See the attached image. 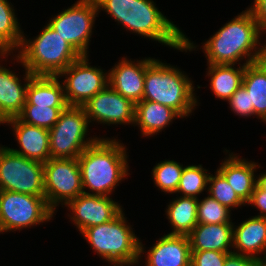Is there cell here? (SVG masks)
I'll list each match as a JSON object with an SVG mask.
<instances>
[{"label": "cell", "mask_w": 266, "mask_h": 266, "mask_svg": "<svg viewBox=\"0 0 266 266\" xmlns=\"http://www.w3.org/2000/svg\"><path fill=\"white\" fill-rule=\"evenodd\" d=\"M90 122L82 106H67L49 130L50 154L53 159H74L99 138L88 137Z\"/></svg>", "instance_id": "7"}, {"label": "cell", "mask_w": 266, "mask_h": 266, "mask_svg": "<svg viewBox=\"0 0 266 266\" xmlns=\"http://www.w3.org/2000/svg\"><path fill=\"white\" fill-rule=\"evenodd\" d=\"M233 224L198 223L187 235L191 250L233 252Z\"/></svg>", "instance_id": "21"}, {"label": "cell", "mask_w": 266, "mask_h": 266, "mask_svg": "<svg viewBox=\"0 0 266 266\" xmlns=\"http://www.w3.org/2000/svg\"><path fill=\"white\" fill-rule=\"evenodd\" d=\"M99 13L105 11L122 28L181 52L198 47L177 25L156 7L153 0H96Z\"/></svg>", "instance_id": "1"}, {"label": "cell", "mask_w": 266, "mask_h": 266, "mask_svg": "<svg viewBox=\"0 0 266 266\" xmlns=\"http://www.w3.org/2000/svg\"><path fill=\"white\" fill-rule=\"evenodd\" d=\"M182 118L175 110L160 103L142 100L135 105L133 126H138L141 136L150 137L162 132L173 120Z\"/></svg>", "instance_id": "22"}, {"label": "cell", "mask_w": 266, "mask_h": 266, "mask_svg": "<svg viewBox=\"0 0 266 266\" xmlns=\"http://www.w3.org/2000/svg\"><path fill=\"white\" fill-rule=\"evenodd\" d=\"M18 54H13L32 75L58 76L81 55L48 24L35 38H22ZM15 55V56H14Z\"/></svg>", "instance_id": "5"}, {"label": "cell", "mask_w": 266, "mask_h": 266, "mask_svg": "<svg viewBox=\"0 0 266 266\" xmlns=\"http://www.w3.org/2000/svg\"><path fill=\"white\" fill-rule=\"evenodd\" d=\"M266 42V41H265ZM262 44L261 51L259 54L258 62L264 67L266 70V43Z\"/></svg>", "instance_id": "38"}, {"label": "cell", "mask_w": 266, "mask_h": 266, "mask_svg": "<svg viewBox=\"0 0 266 266\" xmlns=\"http://www.w3.org/2000/svg\"><path fill=\"white\" fill-rule=\"evenodd\" d=\"M20 26L12 3L0 0V45L8 53H16L21 45L25 33Z\"/></svg>", "instance_id": "27"}, {"label": "cell", "mask_w": 266, "mask_h": 266, "mask_svg": "<svg viewBox=\"0 0 266 266\" xmlns=\"http://www.w3.org/2000/svg\"><path fill=\"white\" fill-rule=\"evenodd\" d=\"M166 218L172 226L169 235H188L197 222L198 198L179 196L167 205Z\"/></svg>", "instance_id": "25"}, {"label": "cell", "mask_w": 266, "mask_h": 266, "mask_svg": "<svg viewBox=\"0 0 266 266\" xmlns=\"http://www.w3.org/2000/svg\"><path fill=\"white\" fill-rule=\"evenodd\" d=\"M65 108L24 104L23 110L18 118L26 124L50 130Z\"/></svg>", "instance_id": "30"}, {"label": "cell", "mask_w": 266, "mask_h": 266, "mask_svg": "<svg viewBox=\"0 0 266 266\" xmlns=\"http://www.w3.org/2000/svg\"><path fill=\"white\" fill-rule=\"evenodd\" d=\"M248 8L253 12L261 34L266 33V0H254Z\"/></svg>", "instance_id": "35"}, {"label": "cell", "mask_w": 266, "mask_h": 266, "mask_svg": "<svg viewBox=\"0 0 266 266\" xmlns=\"http://www.w3.org/2000/svg\"><path fill=\"white\" fill-rule=\"evenodd\" d=\"M231 111L240 117H251L254 115V106H250V96L248 91L241 86L227 100Z\"/></svg>", "instance_id": "34"}, {"label": "cell", "mask_w": 266, "mask_h": 266, "mask_svg": "<svg viewBox=\"0 0 266 266\" xmlns=\"http://www.w3.org/2000/svg\"><path fill=\"white\" fill-rule=\"evenodd\" d=\"M257 185L264 191H266V171L257 175Z\"/></svg>", "instance_id": "39"}, {"label": "cell", "mask_w": 266, "mask_h": 266, "mask_svg": "<svg viewBox=\"0 0 266 266\" xmlns=\"http://www.w3.org/2000/svg\"><path fill=\"white\" fill-rule=\"evenodd\" d=\"M44 163L0 145V190L44 196Z\"/></svg>", "instance_id": "9"}, {"label": "cell", "mask_w": 266, "mask_h": 266, "mask_svg": "<svg viewBox=\"0 0 266 266\" xmlns=\"http://www.w3.org/2000/svg\"><path fill=\"white\" fill-rule=\"evenodd\" d=\"M155 58H144L132 61L122 57L114 67L108 70V83L119 94L135 105L142 101L146 67Z\"/></svg>", "instance_id": "15"}, {"label": "cell", "mask_w": 266, "mask_h": 266, "mask_svg": "<svg viewBox=\"0 0 266 266\" xmlns=\"http://www.w3.org/2000/svg\"><path fill=\"white\" fill-rule=\"evenodd\" d=\"M207 76L210 79V89L220 100L227 101L234 92L242 86L245 65L207 64Z\"/></svg>", "instance_id": "24"}, {"label": "cell", "mask_w": 266, "mask_h": 266, "mask_svg": "<svg viewBox=\"0 0 266 266\" xmlns=\"http://www.w3.org/2000/svg\"><path fill=\"white\" fill-rule=\"evenodd\" d=\"M8 55L11 56V53H8V51L6 49H4L1 45H0V60L1 62L4 61V59H6L8 57Z\"/></svg>", "instance_id": "40"}, {"label": "cell", "mask_w": 266, "mask_h": 266, "mask_svg": "<svg viewBox=\"0 0 266 266\" xmlns=\"http://www.w3.org/2000/svg\"><path fill=\"white\" fill-rule=\"evenodd\" d=\"M263 255H264L263 257L266 259V249H265V252H264V254H263Z\"/></svg>", "instance_id": "42"}, {"label": "cell", "mask_w": 266, "mask_h": 266, "mask_svg": "<svg viewBox=\"0 0 266 266\" xmlns=\"http://www.w3.org/2000/svg\"><path fill=\"white\" fill-rule=\"evenodd\" d=\"M144 250L140 240V259L147 253L145 266H191V247L187 235L164 234L147 252Z\"/></svg>", "instance_id": "16"}, {"label": "cell", "mask_w": 266, "mask_h": 266, "mask_svg": "<svg viewBox=\"0 0 266 266\" xmlns=\"http://www.w3.org/2000/svg\"><path fill=\"white\" fill-rule=\"evenodd\" d=\"M88 57L81 56L58 75L65 78L62 84L68 106H83L109 84L108 71L91 66Z\"/></svg>", "instance_id": "12"}, {"label": "cell", "mask_w": 266, "mask_h": 266, "mask_svg": "<svg viewBox=\"0 0 266 266\" xmlns=\"http://www.w3.org/2000/svg\"><path fill=\"white\" fill-rule=\"evenodd\" d=\"M59 79L58 76L33 75L28 83L25 104L67 107L64 87Z\"/></svg>", "instance_id": "23"}, {"label": "cell", "mask_w": 266, "mask_h": 266, "mask_svg": "<svg viewBox=\"0 0 266 266\" xmlns=\"http://www.w3.org/2000/svg\"><path fill=\"white\" fill-rule=\"evenodd\" d=\"M197 222L203 224L233 223L231 210L209 195L202 200L198 198Z\"/></svg>", "instance_id": "32"}, {"label": "cell", "mask_w": 266, "mask_h": 266, "mask_svg": "<svg viewBox=\"0 0 266 266\" xmlns=\"http://www.w3.org/2000/svg\"><path fill=\"white\" fill-rule=\"evenodd\" d=\"M65 207L70 209V214L67 216H70V220L80 233L91 226L113 220L123 211L122 205L110 196L85 193L70 200Z\"/></svg>", "instance_id": "14"}, {"label": "cell", "mask_w": 266, "mask_h": 266, "mask_svg": "<svg viewBox=\"0 0 266 266\" xmlns=\"http://www.w3.org/2000/svg\"><path fill=\"white\" fill-rule=\"evenodd\" d=\"M214 173L215 175L210 173L208 178L207 195L216 199L229 210L241 208L242 205L245 206L246 204L239 198L225 177L218 170Z\"/></svg>", "instance_id": "31"}, {"label": "cell", "mask_w": 266, "mask_h": 266, "mask_svg": "<svg viewBox=\"0 0 266 266\" xmlns=\"http://www.w3.org/2000/svg\"><path fill=\"white\" fill-rule=\"evenodd\" d=\"M55 213L45 196L0 190L1 234L49 222Z\"/></svg>", "instance_id": "8"}, {"label": "cell", "mask_w": 266, "mask_h": 266, "mask_svg": "<svg viewBox=\"0 0 266 266\" xmlns=\"http://www.w3.org/2000/svg\"><path fill=\"white\" fill-rule=\"evenodd\" d=\"M255 266H266V259L263 256L255 258Z\"/></svg>", "instance_id": "41"}, {"label": "cell", "mask_w": 266, "mask_h": 266, "mask_svg": "<svg viewBox=\"0 0 266 266\" xmlns=\"http://www.w3.org/2000/svg\"><path fill=\"white\" fill-rule=\"evenodd\" d=\"M93 252L112 266L140 263V238L136 236L122 211L113 220L91 226L82 233Z\"/></svg>", "instance_id": "6"}, {"label": "cell", "mask_w": 266, "mask_h": 266, "mask_svg": "<svg viewBox=\"0 0 266 266\" xmlns=\"http://www.w3.org/2000/svg\"><path fill=\"white\" fill-rule=\"evenodd\" d=\"M193 83L177 66L154 59L146 67L142 100L168 106L185 118L200 104Z\"/></svg>", "instance_id": "4"}, {"label": "cell", "mask_w": 266, "mask_h": 266, "mask_svg": "<svg viewBox=\"0 0 266 266\" xmlns=\"http://www.w3.org/2000/svg\"><path fill=\"white\" fill-rule=\"evenodd\" d=\"M98 14L96 0H78L50 18L48 25L69 42L81 56H89V42Z\"/></svg>", "instance_id": "10"}, {"label": "cell", "mask_w": 266, "mask_h": 266, "mask_svg": "<svg viewBox=\"0 0 266 266\" xmlns=\"http://www.w3.org/2000/svg\"><path fill=\"white\" fill-rule=\"evenodd\" d=\"M233 249L236 254L261 257L266 249V218L251 216L237 226L233 224Z\"/></svg>", "instance_id": "20"}, {"label": "cell", "mask_w": 266, "mask_h": 266, "mask_svg": "<svg viewBox=\"0 0 266 266\" xmlns=\"http://www.w3.org/2000/svg\"><path fill=\"white\" fill-rule=\"evenodd\" d=\"M261 35L253 12L246 8L203 42L207 64L247 65L257 62L262 46ZM242 60L245 63L241 64Z\"/></svg>", "instance_id": "3"}, {"label": "cell", "mask_w": 266, "mask_h": 266, "mask_svg": "<svg viewBox=\"0 0 266 266\" xmlns=\"http://www.w3.org/2000/svg\"><path fill=\"white\" fill-rule=\"evenodd\" d=\"M3 124L12 127L20 145L19 149L10 148L13 152L42 163L51 158L48 129L26 124L18 117L6 120Z\"/></svg>", "instance_id": "18"}, {"label": "cell", "mask_w": 266, "mask_h": 266, "mask_svg": "<svg viewBox=\"0 0 266 266\" xmlns=\"http://www.w3.org/2000/svg\"><path fill=\"white\" fill-rule=\"evenodd\" d=\"M230 253L232 252L191 250V266H224Z\"/></svg>", "instance_id": "33"}, {"label": "cell", "mask_w": 266, "mask_h": 266, "mask_svg": "<svg viewBox=\"0 0 266 266\" xmlns=\"http://www.w3.org/2000/svg\"><path fill=\"white\" fill-rule=\"evenodd\" d=\"M209 175L208 170L201 164L184 166L176 193L184 197L198 198L197 196L207 190Z\"/></svg>", "instance_id": "28"}, {"label": "cell", "mask_w": 266, "mask_h": 266, "mask_svg": "<svg viewBox=\"0 0 266 266\" xmlns=\"http://www.w3.org/2000/svg\"><path fill=\"white\" fill-rule=\"evenodd\" d=\"M228 156L220 163L217 170L225 177L239 198L247 205L257 184V176L254 173L261 166L254 161H247L245 158L241 159L239 155L233 152H229Z\"/></svg>", "instance_id": "19"}, {"label": "cell", "mask_w": 266, "mask_h": 266, "mask_svg": "<svg viewBox=\"0 0 266 266\" xmlns=\"http://www.w3.org/2000/svg\"><path fill=\"white\" fill-rule=\"evenodd\" d=\"M23 67L24 82L13 70L0 64V125L6 120L18 117L26 103L27 87L33 75Z\"/></svg>", "instance_id": "17"}, {"label": "cell", "mask_w": 266, "mask_h": 266, "mask_svg": "<svg viewBox=\"0 0 266 266\" xmlns=\"http://www.w3.org/2000/svg\"><path fill=\"white\" fill-rule=\"evenodd\" d=\"M120 142L114 137H99L79 155L78 163L85 194L111 196L119 183L128 177L127 147Z\"/></svg>", "instance_id": "2"}, {"label": "cell", "mask_w": 266, "mask_h": 266, "mask_svg": "<svg viewBox=\"0 0 266 266\" xmlns=\"http://www.w3.org/2000/svg\"><path fill=\"white\" fill-rule=\"evenodd\" d=\"M224 266H255V258L232 252L226 257Z\"/></svg>", "instance_id": "37"}, {"label": "cell", "mask_w": 266, "mask_h": 266, "mask_svg": "<svg viewBox=\"0 0 266 266\" xmlns=\"http://www.w3.org/2000/svg\"><path fill=\"white\" fill-rule=\"evenodd\" d=\"M247 204L254 205L253 207H256L260 211V215L258 214L256 216L266 218V191L262 190L257 184Z\"/></svg>", "instance_id": "36"}, {"label": "cell", "mask_w": 266, "mask_h": 266, "mask_svg": "<svg viewBox=\"0 0 266 266\" xmlns=\"http://www.w3.org/2000/svg\"><path fill=\"white\" fill-rule=\"evenodd\" d=\"M44 191L48 206L57 212L59 204L66 205L84 193L78 158L53 159L44 163Z\"/></svg>", "instance_id": "11"}, {"label": "cell", "mask_w": 266, "mask_h": 266, "mask_svg": "<svg viewBox=\"0 0 266 266\" xmlns=\"http://www.w3.org/2000/svg\"><path fill=\"white\" fill-rule=\"evenodd\" d=\"M242 86L249 93L254 116L266 124V70L258 61L245 65Z\"/></svg>", "instance_id": "26"}, {"label": "cell", "mask_w": 266, "mask_h": 266, "mask_svg": "<svg viewBox=\"0 0 266 266\" xmlns=\"http://www.w3.org/2000/svg\"><path fill=\"white\" fill-rule=\"evenodd\" d=\"M90 123L134 125L135 104L116 92L109 84L83 106Z\"/></svg>", "instance_id": "13"}, {"label": "cell", "mask_w": 266, "mask_h": 266, "mask_svg": "<svg viewBox=\"0 0 266 266\" xmlns=\"http://www.w3.org/2000/svg\"><path fill=\"white\" fill-rule=\"evenodd\" d=\"M183 169V164L177 161H160L152 169L154 185L166 194H176Z\"/></svg>", "instance_id": "29"}]
</instances>
